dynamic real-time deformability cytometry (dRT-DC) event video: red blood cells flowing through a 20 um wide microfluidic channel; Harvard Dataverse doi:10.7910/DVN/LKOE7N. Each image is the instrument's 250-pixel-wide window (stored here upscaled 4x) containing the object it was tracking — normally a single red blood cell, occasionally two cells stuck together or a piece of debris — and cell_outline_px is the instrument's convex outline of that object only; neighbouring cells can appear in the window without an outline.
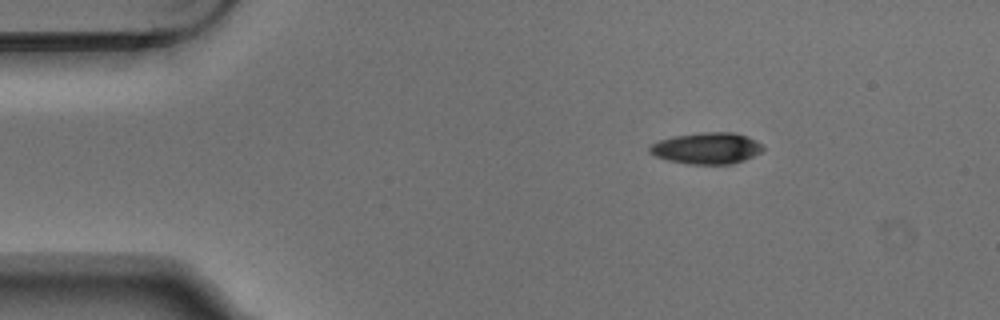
{"species": "Egyptian fruit bat (a non-hibernating species)", "species_latin": "Rousettus aegyptiacus", "temperature_condition": "warm", "stored_images_in_passage": 3, "camera_frame_rate_fps": 3000, "um_per_image_px": 0.085, "animal": {"sex": "male"}, "frame": {"image": 1, "passage_image": 1, "time_ms": 0.0, "image_size_px": [1000, 320], "cell_outline_px": [[764, 148], [760, 152], [744, 160], [732, 164], [688, 164], [668, 160], [656, 156], [648, 152], [648, 148], [652, 144], [660, 140], [672, 136], [704, 132], [732, 132], [748, 136], [756, 140]], "centroid_in_image_um": [60.06, 12.6], "position_along_channel_um": 24.9, "area_um2": 20.69}}